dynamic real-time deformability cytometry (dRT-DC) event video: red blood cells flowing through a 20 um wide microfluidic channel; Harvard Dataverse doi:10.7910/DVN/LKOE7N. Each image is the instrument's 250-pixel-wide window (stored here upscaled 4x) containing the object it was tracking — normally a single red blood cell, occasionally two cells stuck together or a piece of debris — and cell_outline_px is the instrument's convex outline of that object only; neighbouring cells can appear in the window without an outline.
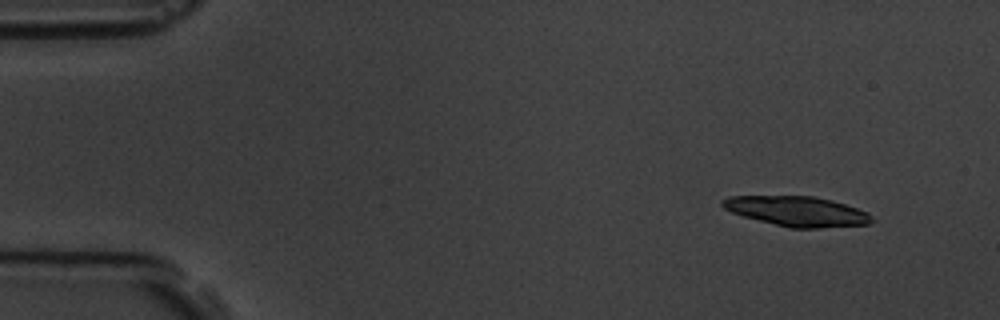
{"species": "common noctule bat (a hibernating species)", "species_latin": "Nyctalus noctula", "temperature_condition": "room temperature", "stored_images_in_passage": 9, "camera_frame_rate_fps": 3000, "um_per_image_px": 0.085, "animal": {"sex": "male", "body_mass_g": 19.5, "forearm_length_mm": 54.6}, "frame": {"image": 1, "passage_image": 2, "time_ms": 1.333, "image_size_px": [1000, 320], "cell_outline_px": [[876, 220], [868, 224], [820, 228], [792, 228], [744, 216], [732, 212], [724, 208], [720, 204], [720, 200], [728, 196], [812, 196], [832, 200], [868, 212]], "centroid_in_image_um": [67.77, 17.95], "position_along_channel_um": 17.2, "area_um2": 25.89}}
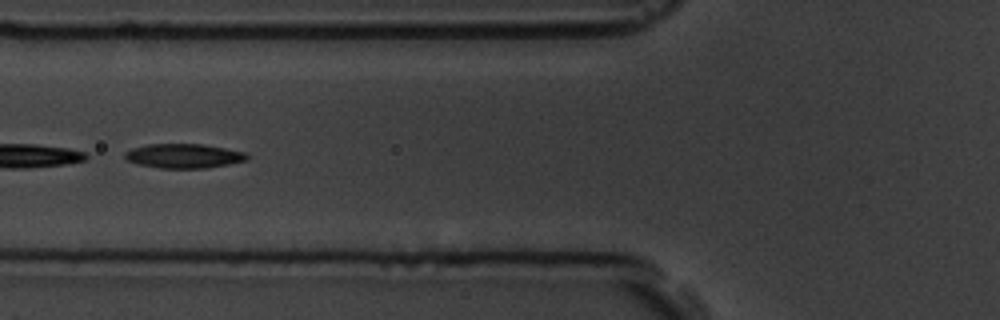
{"frame": {"image": 2, "passage_image": 7, "time_ms": 7.0, "image_size_px": [1000, 320], "cell_outline_px": [[248, 156], [244, 160], [228, 164], [204, 168], [160, 168], [136, 164], [124, 160], [124, 152], [132, 148], [148, 144], [204, 144], [244, 152]], "centroid_in_image_um": [15.53, 13.25], "position_along_channel_um": 110.3, "area_um2": 17.28}}
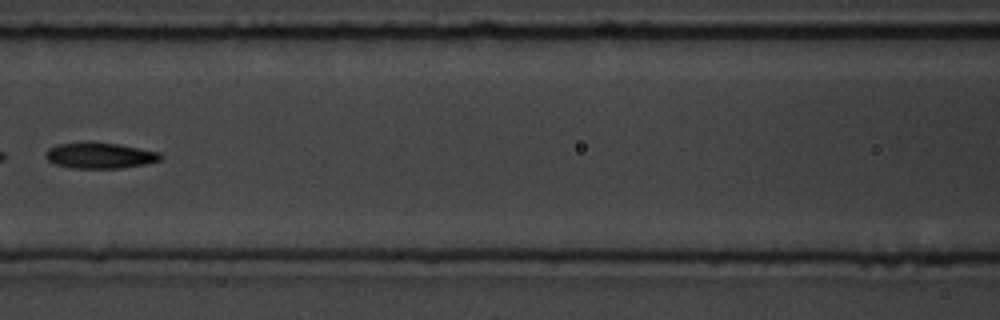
{"frame": {"image": 3, "passage_image": 8, "time_ms": 8.333, "image_size_px": [1000, 320], "cell_outline_px": [[164, 156], [160, 160], [144, 164], [120, 168], [72, 168], [56, 164], [48, 160], [44, 156], [44, 152], [48, 148], [56, 144], [120, 144], [160, 152]], "centroid_in_image_um": [8.5, 13.24], "position_along_channel_um": 158.1, "area_um2": 16.88}}